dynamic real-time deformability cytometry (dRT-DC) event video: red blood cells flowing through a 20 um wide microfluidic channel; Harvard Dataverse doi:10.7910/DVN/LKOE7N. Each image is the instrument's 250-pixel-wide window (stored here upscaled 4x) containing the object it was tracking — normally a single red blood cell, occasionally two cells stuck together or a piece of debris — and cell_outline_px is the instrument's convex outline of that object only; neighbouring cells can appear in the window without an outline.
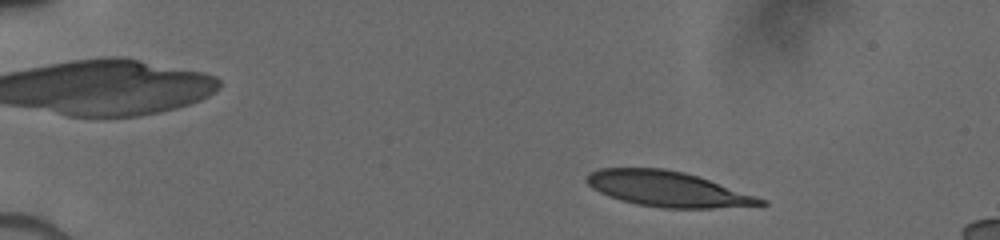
{"species": "human", "species_latin": "Homo sapiens", "temperature_condition": "cold", "stored_images_in_passage": 14, "camera_frame_rate_fps": 3000, "um_per_image_px": 0.085, "donor": {"sex": "male"}, "frame": {"image": 1, "passage_image": 4, "time_ms": 1.333, "image_size_px": [1000, 240], "cell_outline_px": [[768, 204], [764, 208], [664, 208], [636, 204], [620, 200], [608, 196], [592, 188], [584, 180], [584, 176], [588, 172], [600, 168], [664, 168], [684, 172], [708, 180], [764, 200]], "centroid_in_image_um": [56.75, 16.08], "position_along_channel_um": 28.3, "area_um2": 36.01}}
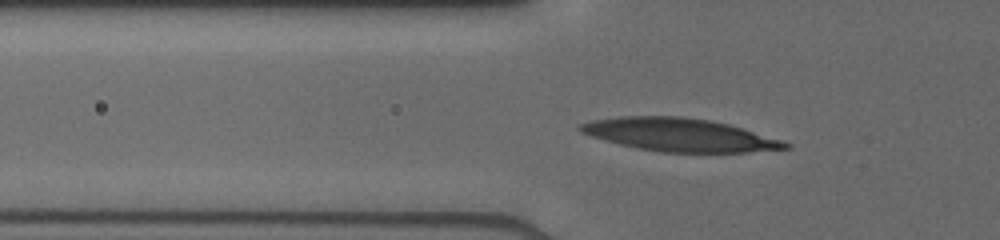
{"frame": {"image": 2, "passage_image": 13, "time_ms": 4.667, "image_size_px": [1000, 240], "cell_outline_px": [[792, 148], [748, 152], [664, 152], [636, 148], [604, 140], [580, 132], [576, 128], [576, 124], [592, 120], [620, 116], [684, 116], [712, 120], [728, 124], [780, 140], [792, 144]], "centroid_in_image_um": [57.7, 11.45], "position_along_channel_um": 68.1, "area_um2": 39.42}}